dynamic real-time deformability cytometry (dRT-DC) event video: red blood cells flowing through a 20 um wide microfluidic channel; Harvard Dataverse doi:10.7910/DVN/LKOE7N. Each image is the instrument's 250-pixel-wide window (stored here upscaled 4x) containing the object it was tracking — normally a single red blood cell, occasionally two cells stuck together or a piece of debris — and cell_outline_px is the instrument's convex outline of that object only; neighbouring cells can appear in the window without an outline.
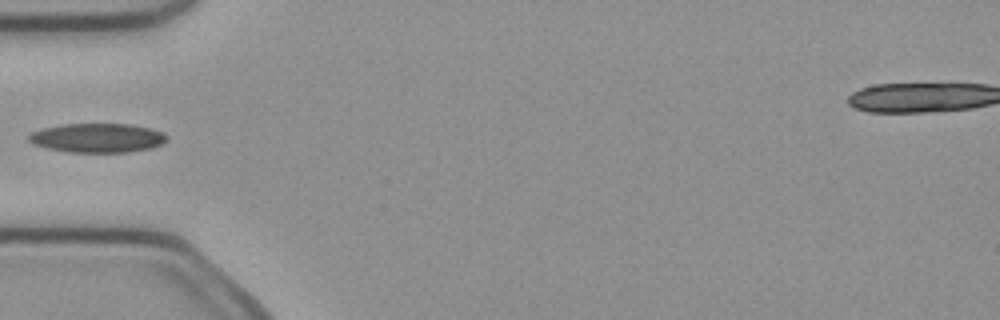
{"species": "common noctule bat (a hibernating species)", "species_latin": "Nyctalus noctula", "temperature_condition": "cold", "stored_images_in_passage": 4, "camera_frame_rate_fps": 3000, "um_per_image_px": 0.085, "animal": {"sex": "female", "body_mass_g": 21.9}, "frame": {"image": 1, "passage_image": 3, "time_ms": 0.667, "image_size_px": [1000, 320], "cell_outline_px": [[168, 140], [164, 144], [148, 148], [128, 152], [68, 152], [48, 148], [32, 144], [28, 140], [28, 136], [32, 132], [44, 128], [60, 124], [128, 124], [152, 128], [164, 132], [168, 136]], "centroid_in_image_um": [8.31, 11.72], "position_along_channel_um": 76.7, "area_um2": 23.58}}